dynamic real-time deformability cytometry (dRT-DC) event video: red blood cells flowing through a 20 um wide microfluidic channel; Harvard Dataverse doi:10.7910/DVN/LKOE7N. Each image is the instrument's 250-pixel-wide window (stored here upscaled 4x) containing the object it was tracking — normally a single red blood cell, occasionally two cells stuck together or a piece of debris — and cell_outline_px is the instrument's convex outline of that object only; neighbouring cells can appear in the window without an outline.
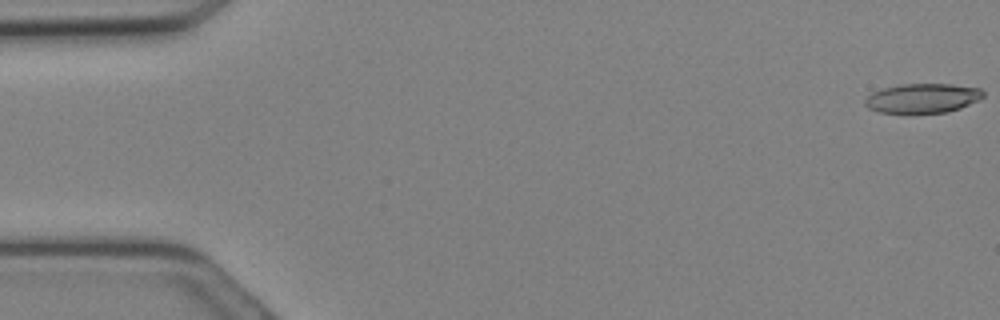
{"species": "Egyptian fruit bat (a non-hibernating species)", "species_latin": "Rousettus aegyptiacus", "temperature_condition": "cold", "stored_images_in_passage": 31, "camera_frame_rate_fps": 3000, "um_per_image_px": 0.085, "animal": {"sex": "female"}, "frame": {"image": 1, "passage_image": 1, "time_ms": 0.0, "image_size_px": [1000, 320], "cell_outline_px": [[984, 96], [960, 108], [948, 112], [908, 116], [880, 112], [868, 108], [864, 104], [864, 100], [872, 92], [884, 88], [900, 84], [952, 84], [980, 88], [984, 92]], "centroid_in_image_um": [78.37, 8.39], "position_along_channel_um": 6.6, "area_um2": 20.98}}
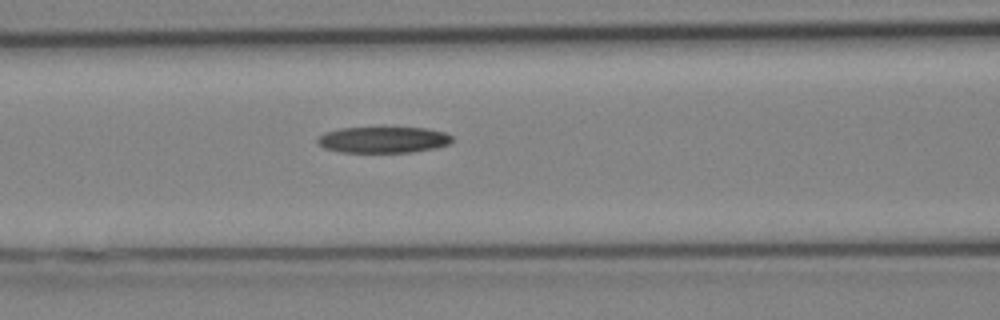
{"frame": {"image": 2, "passage_image": 13, "time_ms": 4.0, "image_size_px": [1000, 320], "cell_outline_px": [[452, 140], [448, 144], [436, 148], [408, 152], [340, 152], [324, 148], [316, 140], [324, 132], [340, 128], [424, 128], [444, 132], [452, 136]], "centroid_in_image_um": [32.56, 11.88], "position_along_channel_um": 134.0, "area_um2": 20.35}}
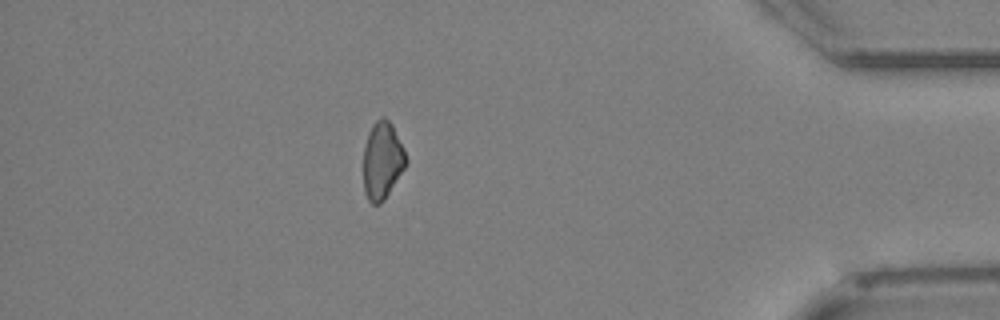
{"frame": {"image": 3, "passage_image": 27, "time_ms": 8.667, "image_size_px": [1000, 320], "cell_outline_px": [[408, 160], [404, 168], [380, 204], [372, 204], [368, 200], [364, 192], [364, 144], [368, 132], [372, 124], [380, 116], [384, 116], [392, 124], [404, 148]], "centroid_in_image_um": [32.48, 13.59], "position_along_channel_um": 402.7, "area_um2": 19.13}}